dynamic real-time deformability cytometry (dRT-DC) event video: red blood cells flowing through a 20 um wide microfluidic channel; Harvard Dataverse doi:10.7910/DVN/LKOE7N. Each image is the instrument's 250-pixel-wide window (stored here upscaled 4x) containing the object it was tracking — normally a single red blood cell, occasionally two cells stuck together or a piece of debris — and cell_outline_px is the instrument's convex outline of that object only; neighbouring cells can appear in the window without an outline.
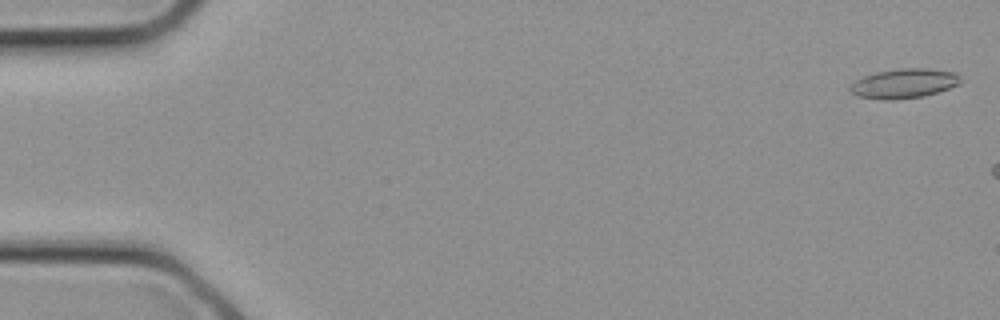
{"species": "common noctule bat (a hibernating species)", "species_latin": "Nyctalus noctula", "temperature_condition": "cold", "stored_images_in_passage": 4, "camera_frame_rate_fps": 3000, "um_per_image_px": 0.085, "animal": {"sex": "female", "body_mass_g": 21.9}, "frame": {"image": 1, "passage_image": 1, "time_ms": 0.0, "image_size_px": [1000, 320], "cell_outline_px": [[960, 84], [924, 96], [892, 100], [880, 100], [856, 96], [848, 88], [856, 80], [864, 76], [876, 72], [900, 68], [928, 68], [956, 72], [960, 76]], "centroid_in_image_um": [76.83, 7.09], "position_along_channel_um": 8.2, "area_um2": 19.07}}